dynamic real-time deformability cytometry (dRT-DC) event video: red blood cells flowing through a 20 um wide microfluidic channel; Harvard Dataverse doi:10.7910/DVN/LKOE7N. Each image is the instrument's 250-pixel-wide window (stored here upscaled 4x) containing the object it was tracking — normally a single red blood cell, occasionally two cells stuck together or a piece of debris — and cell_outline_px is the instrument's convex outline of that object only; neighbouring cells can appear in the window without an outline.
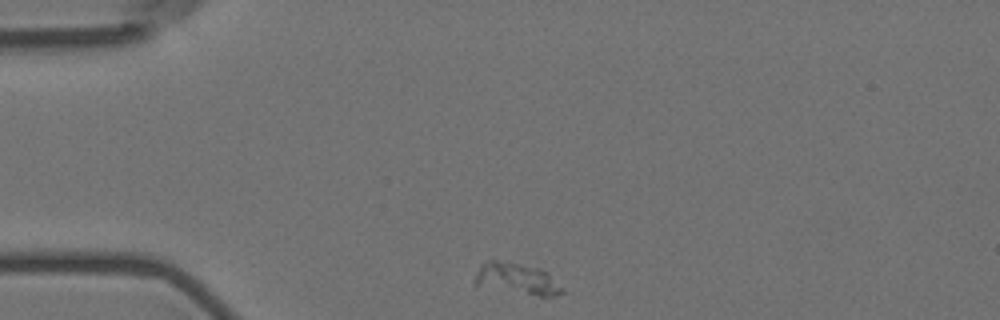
{"species": "Egyptian fruit bat (a non-hibernating species)", "species_latin": "Rousettus aegyptiacus", "temperature_condition": "room temperature", "stored_images_in_passage": 36, "camera_frame_rate_fps": 3000, "um_per_image_px": 0.085, "animal": {"sex": "female"}, "frame": {"image": 1, "passage_image": 1, "time_ms": 0.0, "image_size_px": [1000, 320], "cell_outline_px": [[564, 292], [556, 296], [540, 296], [472, 284], [476, 272], [488, 260], [496, 260], [520, 264], [540, 268], [548, 272], [564, 288]], "centroid_in_image_um": [43.99, 23.69], "position_along_channel_um": 41.0, "area_um2": 15.72}}
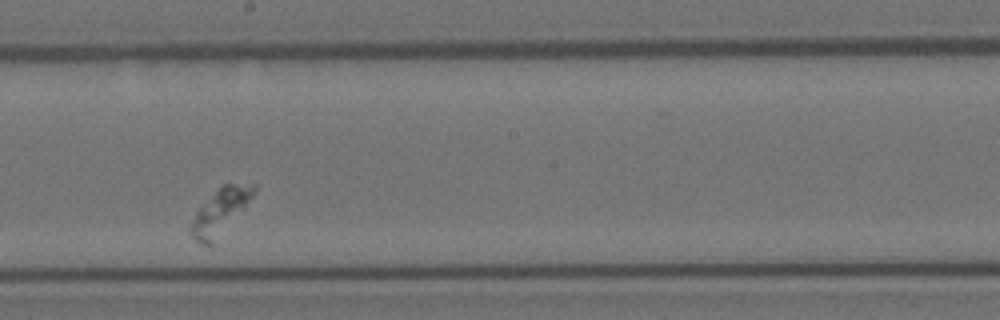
{"frame": {"image": 2, "passage_image": 21, "time_ms": 6.667, "image_size_px": [1000, 320], "cell_outline_px": [[256, 192], [244, 208], [212, 248], [200, 244], [192, 236], [188, 228], [188, 224], [196, 212], [224, 184], [256, 184]], "centroid_in_image_um": [18.7, 18.08], "position_along_channel_um": 229.5, "area_um2": 16.76}}
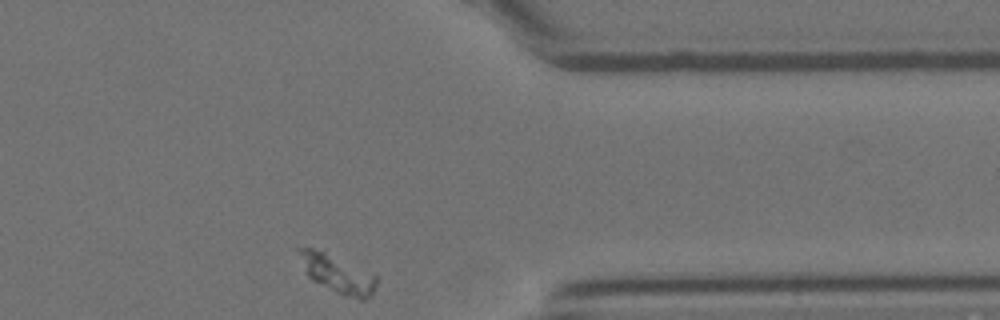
{"frame": {"image": 3, "passage_image": 36, "time_ms": 11.667, "image_size_px": [1000, 320], "cell_outline_px": [[376, 288], [364, 300], [360, 300], [344, 296], [312, 280], [308, 276], [296, 248], [312, 248], [324, 252], [376, 276]], "centroid_in_image_um": [28.67, 23.31], "position_along_channel_um": 382.7, "area_um2": 16.42}}